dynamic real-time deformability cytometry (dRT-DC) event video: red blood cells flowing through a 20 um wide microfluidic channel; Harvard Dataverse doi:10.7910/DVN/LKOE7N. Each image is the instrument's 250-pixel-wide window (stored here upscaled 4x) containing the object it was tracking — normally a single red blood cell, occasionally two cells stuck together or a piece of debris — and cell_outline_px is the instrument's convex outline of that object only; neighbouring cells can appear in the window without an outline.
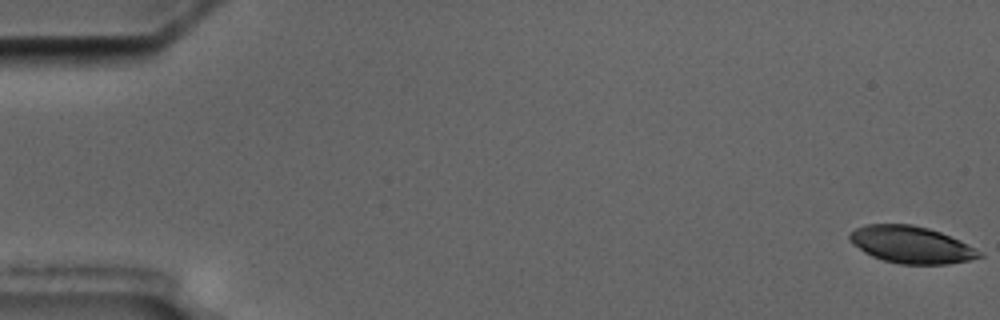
{"species": "common noctule bat (a hibernating species)", "species_latin": "Nyctalus noctula", "temperature_condition": "cold", "stored_images_in_passage": 6, "camera_frame_rate_fps": 3000, "um_per_image_px": 0.085, "animal": {"sex": "male", "body_mass_g": 17.5, "forearm_length_mm": 52.3}, "frame": {"image": 1, "passage_image": 1, "time_ms": 0.0, "image_size_px": [1000, 320], "cell_outline_px": [[984, 256], [968, 260], [948, 264], [900, 264], [884, 260], [872, 256], [864, 252], [848, 240], [848, 236], [856, 228], [864, 224], [912, 224], [928, 228], [940, 232], [960, 240], [984, 252]], "centroid_in_image_um": [77.47, 20.8], "position_along_channel_um": 7.5, "area_um2": 28.03}}
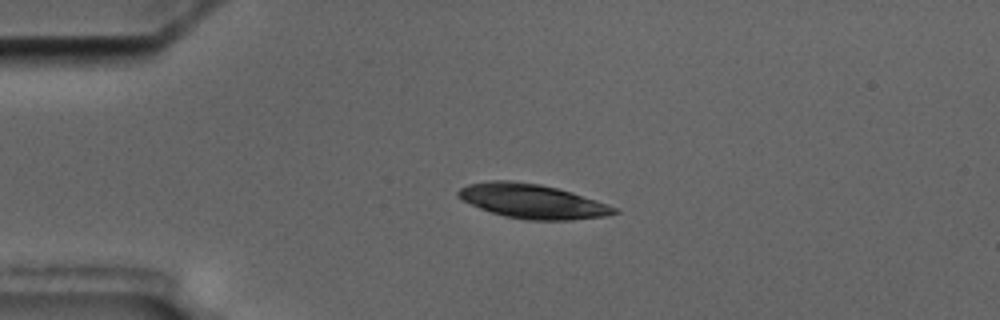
{"frame": {"image": 2, "passage_image": 4, "time_ms": 4.333, "image_size_px": [1000, 320], "cell_outline_px": [[620, 212], [604, 216], [572, 220], [528, 220], [504, 216], [480, 208], [460, 200], [456, 196], [456, 192], [460, 188], [468, 184], [488, 180], [512, 180], [540, 184], [572, 192], [608, 204], [616, 208]], "centroid_in_image_um": [45.21, 17.1], "position_along_channel_um": 39.8, "area_um2": 31.33}}
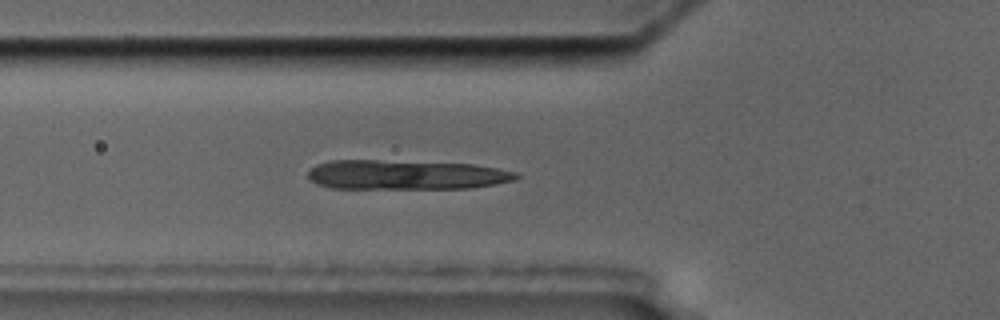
{"frame": {"image": 3, "passage_image": 6, "time_ms": 6.667, "image_size_px": [1000, 320], "cell_outline_px": [[520, 176], [516, 180], [496, 184], [472, 188], [332, 188], [316, 184], [308, 180], [308, 172], [316, 164], [332, 160], [376, 160], [472, 164], [496, 168], [516, 172]], "centroid_in_image_um": [34.49, 14.86], "position_along_channel_um": 91.3, "area_um2": 35.84}}